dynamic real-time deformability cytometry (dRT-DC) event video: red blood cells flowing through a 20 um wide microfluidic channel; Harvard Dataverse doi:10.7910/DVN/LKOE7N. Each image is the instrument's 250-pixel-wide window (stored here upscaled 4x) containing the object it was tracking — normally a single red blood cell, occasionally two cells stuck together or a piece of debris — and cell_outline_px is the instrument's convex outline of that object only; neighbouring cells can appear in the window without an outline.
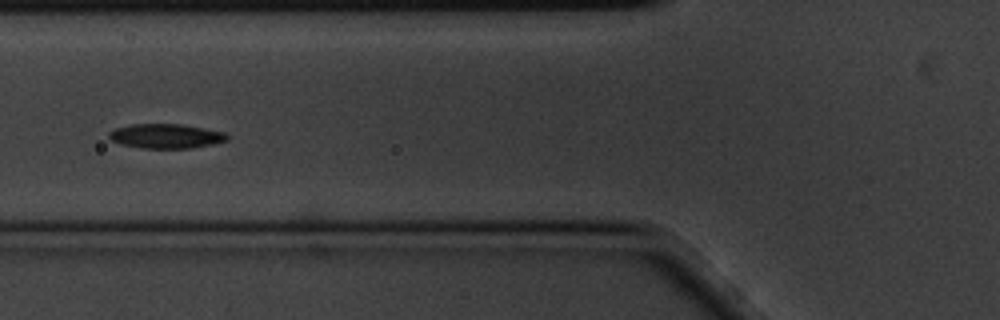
{"species": "common noctule bat (a hibernating species)", "species_latin": "Nyctalus noctula", "temperature_condition": "cold", "stored_images_in_passage": 9, "camera_frame_rate_fps": 3000, "um_per_image_px": 0.085, "animal": {"sex": "male", "body_mass_g": 20.1, "forearm_length_mm": 53.5}, "frame": {"image": 1, "passage_image": 6, "time_ms": 1.667, "image_size_px": [1000, 320], "cell_outline_px": [[228, 140], [212, 144], [192, 148], [140, 148], [120, 144], [112, 140], [108, 136], [108, 132], [116, 128], [132, 124], [180, 124], [204, 128], [224, 132], [228, 136]], "centroid_in_image_um": [14.09, 11.57], "position_along_channel_um": 111.7, "area_um2": 16.82}}
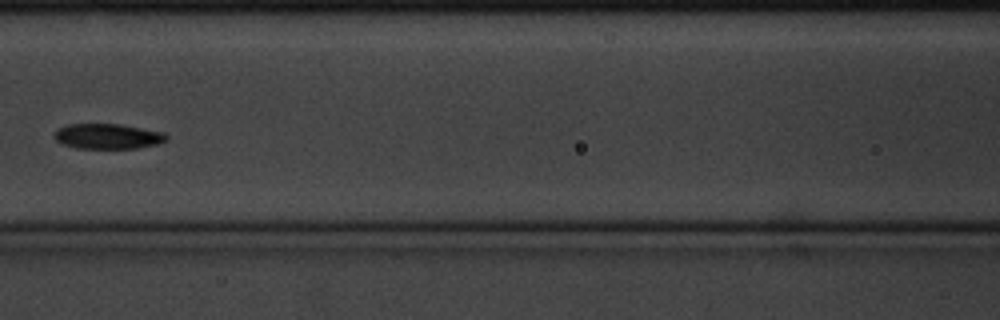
{"frame": {"image": 2, "passage_image": 7, "time_ms": 2.0, "image_size_px": [1000, 320], "cell_outline_px": [[168, 140], [156, 144], [136, 148], [76, 148], [60, 144], [52, 136], [56, 128], [68, 124], [120, 124], [164, 132], [168, 136]], "centroid_in_image_um": [9.11, 11.58], "position_along_channel_um": 157.5, "area_um2": 16.65}}